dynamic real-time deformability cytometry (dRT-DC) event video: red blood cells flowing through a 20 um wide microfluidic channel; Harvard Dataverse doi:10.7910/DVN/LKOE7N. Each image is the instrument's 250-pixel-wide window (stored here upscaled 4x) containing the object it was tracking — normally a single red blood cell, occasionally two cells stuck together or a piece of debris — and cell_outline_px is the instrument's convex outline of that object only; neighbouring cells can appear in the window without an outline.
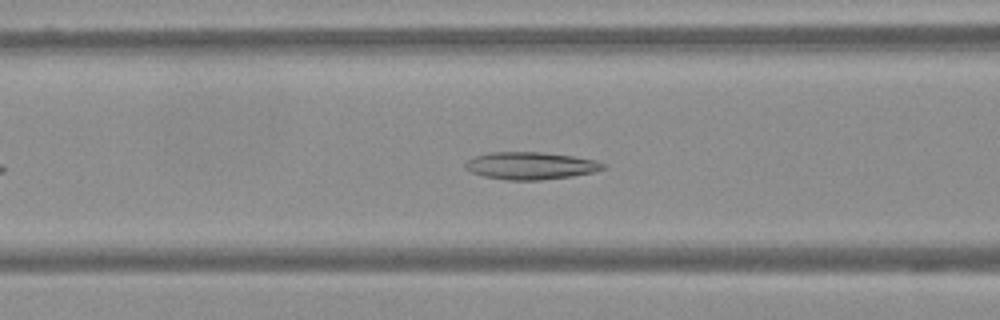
{"species": "Egyptian fruit bat (a non-hibernating species)", "species_latin": "Rousettus aegyptiacus", "temperature_condition": "warm", "stored_images_in_passage": 51, "camera_frame_rate_fps": 3000, "um_per_image_px": 0.085, "frame": {"image": 1, "passage_image": 15, "time_ms": 4.667, "image_size_px": [1000, 320], "cell_outline_px": [[608, 164], [604, 168], [592, 172], [572, 176], [540, 180], [508, 180], [484, 176], [468, 172], [464, 168], [464, 164], [472, 156], [488, 152], [544, 152], [572, 156], [596, 160]], "centroid_in_image_um": [45.06, 14.08], "position_along_channel_um": 121.5, "area_um2": 22.2}}
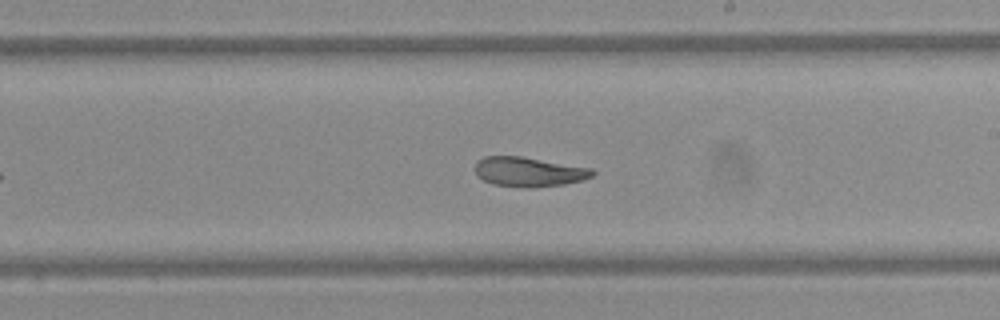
{"frame": {"image": 2, "passage_image": 26, "time_ms": 8.333, "image_size_px": [1000, 320], "cell_outline_px": [[596, 172], [592, 176], [580, 180], [564, 184], [532, 188], [528, 188], [492, 184], [476, 176], [476, 160], [484, 156], [520, 156], [592, 168]], "centroid_in_image_um": [44.92, 14.6], "position_along_channel_um": 244.1, "area_um2": 20.23}}
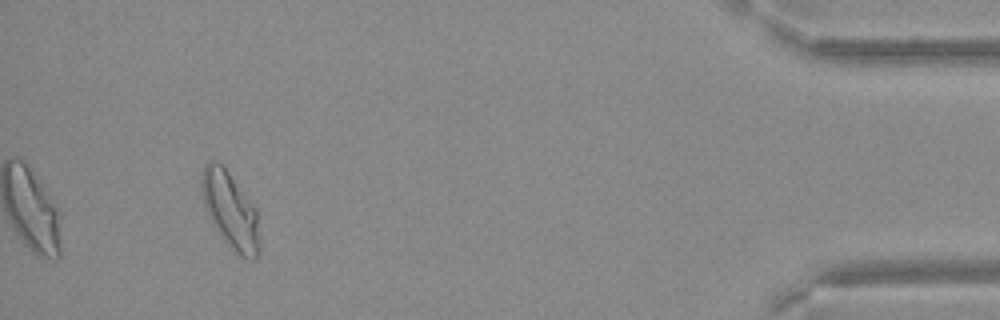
{"frame": {"image": 3, "passage_image": 47, "time_ms": 15.333, "image_size_px": [1000, 320], "cell_outline_px": [[260, 248], [256, 260], [248, 260], [232, 252], [208, 216], [204, 204], [200, 188], [200, 176], [204, 164], [208, 160], [212, 160], [220, 164], [228, 172], [256, 208], [260, 240]], "centroid_in_image_um": [19.57, 17.91], "position_along_channel_um": 415.6, "area_um2": 26.07}}